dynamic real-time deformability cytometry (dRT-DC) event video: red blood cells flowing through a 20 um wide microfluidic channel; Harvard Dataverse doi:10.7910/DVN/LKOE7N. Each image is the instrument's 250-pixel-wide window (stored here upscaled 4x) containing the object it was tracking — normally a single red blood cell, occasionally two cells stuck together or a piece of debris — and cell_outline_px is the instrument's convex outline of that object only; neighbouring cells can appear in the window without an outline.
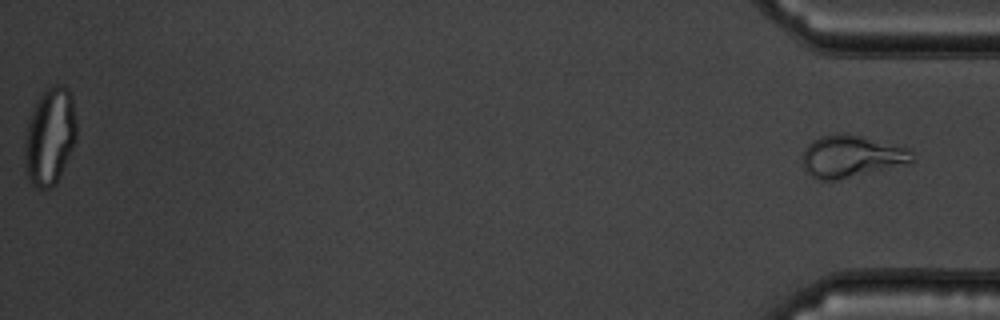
{"species": "common noctule bat (a hibernating species)", "species_latin": "Nyctalus noctula", "temperature_condition": "warm", "stored_images_in_passage": 38, "segment_of_instrument_passage": [2, 2], "camera_frame_rate_fps": 3000, "um_per_image_px": 0.085, "animal": {"sex": "male", "body_mass_g": 19.5, "forearm_length_mm": 54.6}, "frame": {"image": 1, "passage_image": 38, "time_ms": 12.333, "image_size_px": [1000, 320], "cell_outline_px": [[916, 160], [908, 164], [836, 180], [820, 180], [812, 176], [804, 168], [800, 160], [804, 148], [812, 140], [820, 136], [836, 132], [864, 136], [908, 148], [912, 152]], "centroid_in_image_um": [72.35, 13.27], "position_along_channel_um": 362.8, "area_um2": 27.28}}